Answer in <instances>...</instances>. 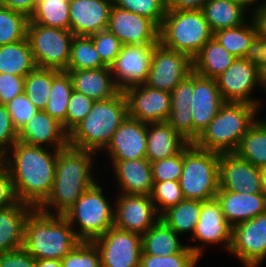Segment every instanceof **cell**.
Here are the masks:
<instances>
[{"label":"cell","instance_id":"48","mask_svg":"<svg viewBox=\"0 0 266 267\" xmlns=\"http://www.w3.org/2000/svg\"><path fill=\"white\" fill-rule=\"evenodd\" d=\"M5 105L10 113L13 126L18 132L39 111L25 93L16 96Z\"/></svg>","mask_w":266,"mask_h":267},{"label":"cell","instance_id":"9","mask_svg":"<svg viewBox=\"0 0 266 267\" xmlns=\"http://www.w3.org/2000/svg\"><path fill=\"white\" fill-rule=\"evenodd\" d=\"M73 37L70 30L28 22L26 38L38 68L66 71Z\"/></svg>","mask_w":266,"mask_h":267},{"label":"cell","instance_id":"32","mask_svg":"<svg viewBox=\"0 0 266 267\" xmlns=\"http://www.w3.org/2000/svg\"><path fill=\"white\" fill-rule=\"evenodd\" d=\"M250 20H247L248 24L215 31L213 38L236 58H244L251 42L260 33L255 15Z\"/></svg>","mask_w":266,"mask_h":267},{"label":"cell","instance_id":"15","mask_svg":"<svg viewBox=\"0 0 266 267\" xmlns=\"http://www.w3.org/2000/svg\"><path fill=\"white\" fill-rule=\"evenodd\" d=\"M128 116L145 123L167 122L171 113V92L145 84L126 88Z\"/></svg>","mask_w":266,"mask_h":267},{"label":"cell","instance_id":"7","mask_svg":"<svg viewBox=\"0 0 266 267\" xmlns=\"http://www.w3.org/2000/svg\"><path fill=\"white\" fill-rule=\"evenodd\" d=\"M221 154L188 143L183 148V169L180 187L184 199L207 201L216 198L219 190Z\"/></svg>","mask_w":266,"mask_h":267},{"label":"cell","instance_id":"21","mask_svg":"<svg viewBox=\"0 0 266 267\" xmlns=\"http://www.w3.org/2000/svg\"><path fill=\"white\" fill-rule=\"evenodd\" d=\"M113 0H70V31L90 36L108 27Z\"/></svg>","mask_w":266,"mask_h":267},{"label":"cell","instance_id":"16","mask_svg":"<svg viewBox=\"0 0 266 267\" xmlns=\"http://www.w3.org/2000/svg\"><path fill=\"white\" fill-rule=\"evenodd\" d=\"M114 209V226L141 236L160 220L150 196L119 193ZM158 215V216H157Z\"/></svg>","mask_w":266,"mask_h":267},{"label":"cell","instance_id":"34","mask_svg":"<svg viewBox=\"0 0 266 267\" xmlns=\"http://www.w3.org/2000/svg\"><path fill=\"white\" fill-rule=\"evenodd\" d=\"M202 210V201L183 199L160 215V219L177 234L195 231Z\"/></svg>","mask_w":266,"mask_h":267},{"label":"cell","instance_id":"24","mask_svg":"<svg viewBox=\"0 0 266 267\" xmlns=\"http://www.w3.org/2000/svg\"><path fill=\"white\" fill-rule=\"evenodd\" d=\"M216 199L221 204L224 217L231 226L266 212L265 193H236L219 187Z\"/></svg>","mask_w":266,"mask_h":267},{"label":"cell","instance_id":"39","mask_svg":"<svg viewBox=\"0 0 266 267\" xmlns=\"http://www.w3.org/2000/svg\"><path fill=\"white\" fill-rule=\"evenodd\" d=\"M106 67L89 36H74L67 70L100 69Z\"/></svg>","mask_w":266,"mask_h":267},{"label":"cell","instance_id":"10","mask_svg":"<svg viewBox=\"0 0 266 267\" xmlns=\"http://www.w3.org/2000/svg\"><path fill=\"white\" fill-rule=\"evenodd\" d=\"M216 82L225 102L246 103L259 108L260 102L251 96V92L258 85L263 88V74L245 58H236Z\"/></svg>","mask_w":266,"mask_h":267},{"label":"cell","instance_id":"59","mask_svg":"<svg viewBox=\"0 0 266 267\" xmlns=\"http://www.w3.org/2000/svg\"><path fill=\"white\" fill-rule=\"evenodd\" d=\"M36 267H62V263L57 259H37Z\"/></svg>","mask_w":266,"mask_h":267},{"label":"cell","instance_id":"36","mask_svg":"<svg viewBox=\"0 0 266 267\" xmlns=\"http://www.w3.org/2000/svg\"><path fill=\"white\" fill-rule=\"evenodd\" d=\"M29 19L45 27L70 30V0H39Z\"/></svg>","mask_w":266,"mask_h":267},{"label":"cell","instance_id":"35","mask_svg":"<svg viewBox=\"0 0 266 267\" xmlns=\"http://www.w3.org/2000/svg\"><path fill=\"white\" fill-rule=\"evenodd\" d=\"M235 153L255 167H266V120H256L242 137Z\"/></svg>","mask_w":266,"mask_h":267},{"label":"cell","instance_id":"19","mask_svg":"<svg viewBox=\"0 0 266 267\" xmlns=\"http://www.w3.org/2000/svg\"><path fill=\"white\" fill-rule=\"evenodd\" d=\"M224 103L216 79L202 77L194 72V91L190 102L193 143L215 118Z\"/></svg>","mask_w":266,"mask_h":267},{"label":"cell","instance_id":"20","mask_svg":"<svg viewBox=\"0 0 266 267\" xmlns=\"http://www.w3.org/2000/svg\"><path fill=\"white\" fill-rule=\"evenodd\" d=\"M147 123L129 116L113 134L105 151L111 161H125L146 158Z\"/></svg>","mask_w":266,"mask_h":267},{"label":"cell","instance_id":"58","mask_svg":"<svg viewBox=\"0 0 266 267\" xmlns=\"http://www.w3.org/2000/svg\"><path fill=\"white\" fill-rule=\"evenodd\" d=\"M262 2V4L256 3L257 6L253 7L252 15H255L258 21L260 33L266 35V0Z\"/></svg>","mask_w":266,"mask_h":267},{"label":"cell","instance_id":"57","mask_svg":"<svg viewBox=\"0 0 266 267\" xmlns=\"http://www.w3.org/2000/svg\"><path fill=\"white\" fill-rule=\"evenodd\" d=\"M207 0H165L166 10H201Z\"/></svg>","mask_w":266,"mask_h":267},{"label":"cell","instance_id":"40","mask_svg":"<svg viewBox=\"0 0 266 267\" xmlns=\"http://www.w3.org/2000/svg\"><path fill=\"white\" fill-rule=\"evenodd\" d=\"M29 17L0 5V46L26 39Z\"/></svg>","mask_w":266,"mask_h":267},{"label":"cell","instance_id":"45","mask_svg":"<svg viewBox=\"0 0 266 267\" xmlns=\"http://www.w3.org/2000/svg\"><path fill=\"white\" fill-rule=\"evenodd\" d=\"M89 37L92 39L102 63L106 67H110L120 53L122 47L120 40L108 29L93 33Z\"/></svg>","mask_w":266,"mask_h":267},{"label":"cell","instance_id":"42","mask_svg":"<svg viewBox=\"0 0 266 267\" xmlns=\"http://www.w3.org/2000/svg\"><path fill=\"white\" fill-rule=\"evenodd\" d=\"M117 7L151 19L159 28L165 14V0H113Z\"/></svg>","mask_w":266,"mask_h":267},{"label":"cell","instance_id":"62","mask_svg":"<svg viewBox=\"0 0 266 267\" xmlns=\"http://www.w3.org/2000/svg\"><path fill=\"white\" fill-rule=\"evenodd\" d=\"M263 74V90L266 91V70L262 73Z\"/></svg>","mask_w":266,"mask_h":267},{"label":"cell","instance_id":"52","mask_svg":"<svg viewBox=\"0 0 266 267\" xmlns=\"http://www.w3.org/2000/svg\"><path fill=\"white\" fill-rule=\"evenodd\" d=\"M194 91V72H191L171 91V109L190 108Z\"/></svg>","mask_w":266,"mask_h":267},{"label":"cell","instance_id":"2","mask_svg":"<svg viewBox=\"0 0 266 267\" xmlns=\"http://www.w3.org/2000/svg\"><path fill=\"white\" fill-rule=\"evenodd\" d=\"M94 153L69 145L58 150L52 190L49 197L38 207L42 212L63 215L98 181L92 172ZM52 208H55L56 212H51Z\"/></svg>","mask_w":266,"mask_h":267},{"label":"cell","instance_id":"53","mask_svg":"<svg viewBox=\"0 0 266 267\" xmlns=\"http://www.w3.org/2000/svg\"><path fill=\"white\" fill-rule=\"evenodd\" d=\"M20 202L9 169L0 161V210Z\"/></svg>","mask_w":266,"mask_h":267},{"label":"cell","instance_id":"47","mask_svg":"<svg viewBox=\"0 0 266 267\" xmlns=\"http://www.w3.org/2000/svg\"><path fill=\"white\" fill-rule=\"evenodd\" d=\"M95 101L73 90L68 102L66 132L69 134L90 112Z\"/></svg>","mask_w":266,"mask_h":267},{"label":"cell","instance_id":"11","mask_svg":"<svg viewBox=\"0 0 266 267\" xmlns=\"http://www.w3.org/2000/svg\"><path fill=\"white\" fill-rule=\"evenodd\" d=\"M92 242L98 248L101 267H140V234L113 226Z\"/></svg>","mask_w":266,"mask_h":267},{"label":"cell","instance_id":"55","mask_svg":"<svg viewBox=\"0 0 266 267\" xmlns=\"http://www.w3.org/2000/svg\"><path fill=\"white\" fill-rule=\"evenodd\" d=\"M244 58L258 67L262 73L266 70V35L259 33L253 39Z\"/></svg>","mask_w":266,"mask_h":267},{"label":"cell","instance_id":"3","mask_svg":"<svg viewBox=\"0 0 266 267\" xmlns=\"http://www.w3.org/2000/svg\"><path fill=\"white\" fill-rule=\"evenodd\" d=\"M74 231L63 215L34 208L25 220L23 248L36 260H61L81 242Z\"/></svg>","mask_w":266,"mask_h":267},{"label":"cell","instance_id":"49","mask_svg":"<svg viewBox=\"0 0 266 267\" xmlns=\"http://www.w3.org/2000/svg\"><path fill=\"white\" fill-rule=\"evenodd\" d=\"M17 141L18 131L13 126L10 113L6 105L0 104V159Z\"/></svg>","mask_w":266,"mask_h":267},{"label":"cell","instance_id":"18","mask_svg":"<svg viewBox=\"0 0 266 267\" xmlns=\"http://www.w3.org/2000/svg\"><path fill=\"white\" fill-rule=\"evenodd\" d=\"M219 187L236 193H264L261 169L236 153H222L219 164Z\"/></svg>","mask_w":266,"mask_h":267},{"label":"cell","instance_id":"1","mask_svg":"<svg viewBox=\"0 0 266 267\" xmlns=\"http://www.w3.org/2000/svg\"><path fill=\"white\" fill-rule=\"evenodd\" d=\"M52 152L48 147L17 141L0 159L12 175L20 202L38 208L49 197L55 177L58 150Z\"/></svg>","mask_w":266,"mask_h":267},{"label":"cell","instance_id":"51","mask_svg":"<svg viewBox=\"0 0 266 267\" xmlns=\"http://www.w3.org/2000/svg\"><path fill=\"white\" fill-rule=\"evenodd\" d=\"M25 77L0 73V104H7L24 93Z\"/></svg>","mask_w":266,"mask_h":267},{"label":"cell","instance_id":"33","mask_svg":"<svg viewBox=\"0 0 266 267\" xmlns=\"http://www.w3.org/2000/svg\"><path fill=\"white\" fill-rule=\"evenodd\" d=\"M36 67L27 38L0 46V73L26 77Z\"/></svg>","mask_w":266,"mask_h":267},{"label":"cell","instance_id":"22","mask_svg":"<svg viewBox=\"0 0 266 267\" xmlns=\"http://www.w3.org/2000/svg\"><path fill=\"white\" fill-rule=\"evenodd\" d=\"M18 141L60 150L69 145L63 125L46 111L39 110L18 132Z\"/></svg>","mask_w":266,"mask_h":267},{"label":"cell","instance_id":"6","mask_svg":"<svg viewBox=\"0 0 266 267\" xmlns=\"http://www.w3.org/2000/svg\"><path fill=\"white\" fill-rule=\"evenodd\" d=\"M213 37L202 10H166L159 42L193 59Z\"/></svg>","mask_w":266,"mask_h":267},{"label":"cell","instance_id":"60","mask_svg":"<svg viewBox=\"0 0 266 267\" xmlns=\"http://www.w3.org/2000/svg\"><path fill=\"white\" fill-rule=\"evenodd\" d=\"M228 1L237 3V4L241 5V6H243L247 11H250L251 10V7H253V4H255L256 2H258L259 0H228Z\"/></svg>","mask_w":266,"mask_h":267},{"label":"cell","instance_id":"41","mask_svg":"<svg viewBox=\"0 0 266 267\" xmlns=\"http://www.w3.org/2000/svg\"><path fill=\"white\" fill-rule=\"evenodd\" d=\"M202 246H185L180 252L168 256L141 254L140 267H196L203 255Z\"/></svg>","mask_w":266,"mask_h":267},{"label":"cell","instance_id":"38","mask_svg":"<svg viewBox=\"0 0 266 267\" xmlns=\"http://www.w3.org/2000/svg\"><path fill=\"white\" fill-rule=\"evenodd\" d=\"M59 70L36 67L25 77L24 93L39 109L44 110L49 100L53 78Z\"/></svg>","mask_w":266,"mask_h":267},{"label":"cell","instance_id":"25","mask_svg":"<svg viewBox=\"0 0 266 267\" xmlns=\"http://www.w3.org/2000/svg\"><path fill=\"white\" fill-rule=\"evenodd\" d=\"M123 194L150 196L153 190L151 162L147 158L111 161Z\"/></svg>","mask_w":266,"mask_h":267},{"label":"cell","instance_id":"26","mask_svg":"<svg viewBox=\"0 0 266 267\" xmlns=\"http://www.w3.org/2000/svg\"><path fill=\"white\" fill-rule=\"evenodd\" d=\"M66 71L71 77L73 90L94 101L110 99L120 91L115 85L110 67Z\"/></svg>","mask_w":266,"mask_h":267},{"label":"cell","instance_id":"31","mask_svg":"<svg viewBox=\"0 0 266 267\" xmlns=\"http://www.w3.org/2000/svg\"><path fill=\"white\" fill-rule=\"evenodd\" d=\"M173 229L161 219L149 228L142 237V253L152 256H168L180 252L186 245L182 244Z\"/></svg>","mask_w":266,"mask_h":267},{"label":"cell","instance_id":"13","mask_svg":"<svg viewBox=\"0 0 266 267\" xmlns=\"http://www.w3.org/2000/svg\"><path fill=\"white\" fill-rule=\"evenodd\" d=\"M229 252L245 267H258L266 258V212L232 226Z\"/></svg>","mask_w":266,"mask_h":267},{"label":"cell","instance_id":"37","mask_svg":"<svg viewBox=\"0 0 266 267\" xmlns=\"http://www.w3.org/2000/svg\"><path fill=\"white\" fill-rule=\"evenodd\" d=\"M73 92L72 80L67 71H60L54 78L49 100L44 109L51 117L57 119L66 131L68 102Z\"/></svg>","mask_w":266,"mask_h":267},{"label":"cell","instance_id":"4","mask_svg":"<svg viewBox=\"0 0 266 267\" xmlns=\"http://www.w3.org/2000/svg\"><path fill=\"white\" fill-rule=\"evenodd\" d=\"M127 116L123 91L110 99L95 101L87 116L69 133V146L95 153L105 150Z\"/></svg>","mask_w":266,"mask_h":267},{"label":"cell","instance_id":"30","mask_svg":"<svg viewBox=\"0 0 266 267\" xmlns=\"http://www.w3.org/2000/svg\"><path fill=\"white\" fill-rule=\"evenodd\" d=\"M201 10L213 33L240 26L248 20L247 10L228 0H207Z\"/></svg>","mask_w":266,"mask_h":267},{"label":"cell","instance_id":"12","mask_svg":"<svg viewBox=\"0 0 266 267\" xmlns=\"http://www.w3.org/2000/svg\"><path fill=\"white\" fill-rule=\"evenodd\" d=\"M191 72L193 63L189 56L165 48L159 42L154 46L149 75L144 84L171 92Z\"/></svg>","mask_w":266,"mask_h":267},{"label":"cell","instance_id":"56","mask_svg":"<svg viewBox=\"0 0 266 267\" xmlns=\"http://www.w3.org/2000/svg\"><path fill=\"white\" fill-rule=\"evenodd\" d=\"M38 2L39 0H3L0 5L22 12L30 17L34 13Z\"/></svg>","mask_w":266,"mask_h":267},{"label":"cell","instance_id":"27","mask_svg":"<svg viewBox=\"0 0 266 267\" xmlns=\"http://www.w3.org/2000/svg\"><path fill=\"white\" fill-rule=\"evenodd\" d=\"M188 143L167 122L147 123L146 158L150 162L174 156Z\"/></svg>","mask_w":266,"mask_h":267},{"label":"cell","instance_id":"44","mask_svg":"<svg viewBox=\"0 0 266 267\" xmlns=\"http://www.w3.org/2000/svg\"><path fill=\"white\" fill-rule=\"evenodd\" d=\"M62 267H101L100 254L93 242L81 241L61 259Z\"/></svg>","mask_w":266,"mask_h":267},{"label":"cell","instance_id":"5","mask_svg":"<svg viewBox=\"0 0 266 267\" xmlns=\"http://www.w3.org/2000/svg\"><path fill=\"white\" fill-rule=\"evenodd\" d=\"M259 110L246 103L225 102L194 144L220 154L235 153L242 137L257 120Z\"/></svg>","mask_w":266,"mask_h":267},{"label":"cell","instance_id":"28","mask_svg":"<svg viewBox=\"0 0 266 267\" xmlns=\"http://www.w3.org/2000/svg\"><path fill=\"white\" fill-rule=\"evenodd\" d=\"M33 206L18 202L0 210V253L23 247L25 220Z\"/></svg>","mask_w":266,"mask_h":267},{"label":"cell","instance_id":"43","mask_svg":"<svg viewBox=\"0 0 266 267\" xmlns=\"http://www.w3.org/2000/svg\"><path fill=\"white\" fill-rule=\"evenodd\" d=\"M150 197L160 215L184 199L180 182L171 180L154 182Z\"/></svg>","mask_w":266,"mask_h":267},{"label":"cell","instance_id":"14","mask_svg":"<svg viewBox=\"0 0 266 267\" xmlns=\"http://www.w3.org/2000/svg\"><path fill=\"white\" fill-rule=\"evenodd\" d=\"M154 46L122 45L119 55L110 66L113 80L120 91L146 82Z\"/></svg>","mask_w":266,"mask_h":267},{"label":"cell","instance_id":"46","mask_svg":"<svg viewBox=\"0 0 266 267\" xmlns=\"http://www.w3.org/2000/svg\"><path fill=\"white\" fill-rule=\"evenodd\" d=\"M183 169V149L174 156L151 162L153 182L179 181Z\"/></svg>","mask_w":266,"mask_h":267},{"label":"cell","instance_id":"54","mask_svg":"<svg viewBox=\"0 0 266 267\" xmlns=\"http://www.w3.org/2000/svg\"><path fill=\"white\" fill-rule=\"evenodd\" d=\"M0 267H36V259L21 247L0 253Z\"/></svg>","mask_w":266,"mask_h":267},{"label":"cell","instance_id":"29","mask_svg":"<svg viewBox=\"0 0 266 267\" xmlns=\"http://www.w3.org/2000/svg\"><path fill=\"white\" fill-rule=\"evenodd\" d=\"M235 60L236 57L212 37L192 59L193 72L202 77L216 79Z\"/></svg>","mask_w":266,"mask_h":267},{"label":"cell","instance_id":"61","mask_svg":"<svg viewBox=\"0 0 266 267\" xmlns=\"http://www.w3.org/2000/svg\"><path fill=\"white\" fill-rule=\"evenodd\" d=\"M263 191L266 194V167L261 168Z\"/></svg>","mask_w":266,"mask_h":267},{"label":"cell","instance_id":"50","mask_svg":"<svg viewBox=\"0 0 266 267\" xmlns=\"http://www.w3.org/2000/svg\"><path fill=\"white\" fill-rule=\"evenodd\" d=\"M167 123L187 142L193 143V120L190 108L171 109Z\"/></svg>","mask_w":266,"mask_h":267},{"label":"cell","instance_id":"23","mask_svg":"<svg viewBox=\"0 0 266 267\" xmlns=\"http://www.w3.org/2000/svg\"><path fill=\"white\" fill-rule=\"evenodd\" d=\"M192 240L208 244H222L229 252L232 242V226L226 221L221 204L214 198L202 201V210Z\"/></svg>","mask_w":266,"mask_h":267},{"label":"cell","instance_id":"17","mask_svg":"<svg viewBox=\"0 0 266 267\" xmlns=\"http://www.w3.org/2000/svg\"><path fill=\"white\" fill-rule=\"evenodd\" d=\"M107 29L122 45H157L160 28L149 18L112 5Z\"/></svg>","mask_w":266,"mask_h":267},{"label":"cell","instance_id":"8","mask_svg":"<svg viewBox=\"0 0 266 267\" xmlns=\"http://www.w3.org/2000/svg\"><path fill=\"white\" fill-rule=\"evenodd\" d=\"M98 182L87 189L63 214L75 230V223H78L79 229L74 232L80 241L92 242L114 226L115 207L107 201Z\"/></svg>","mask_w":266,"mask_h":267}]
</instances>
